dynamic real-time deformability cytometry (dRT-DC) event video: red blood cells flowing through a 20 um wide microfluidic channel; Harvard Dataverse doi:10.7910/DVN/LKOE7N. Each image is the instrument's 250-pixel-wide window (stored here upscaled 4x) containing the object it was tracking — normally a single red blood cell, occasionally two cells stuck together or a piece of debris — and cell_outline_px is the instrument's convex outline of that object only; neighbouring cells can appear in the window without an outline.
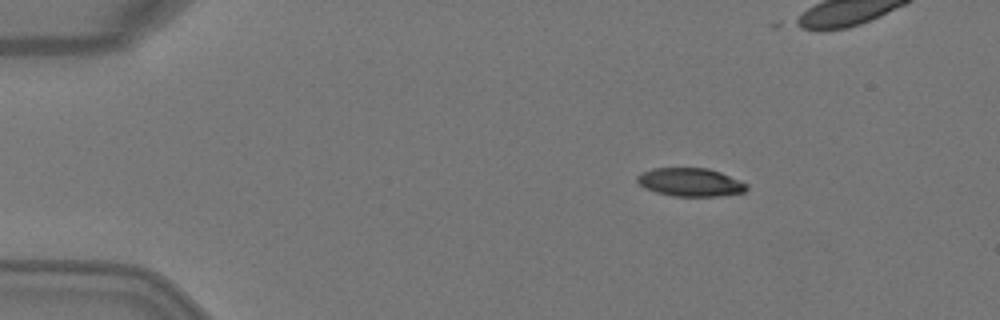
{"species": "Egyptian fruit bat (a non-hibernating species)", "species_latin": "Rousettus aegyptiacus", "temperature_condition": "warm", "stored_images_in_passage": 4, "camera_frame_rate_fps": 3000, "um_per_image_px": 0.085, "animal": {"sex": "female"}, "frame": {"image": 1, "passage_image": 1, "time_ms": 0.0, "image_size_px": [1000, 320], "cell_outline_px": [[748, 188], [744, 192], [720, 196], [672, 196], [656, 192], [644, 188], [636, 180], [636, 176], [640, 172], [652, 168], [708, 168], [720, 172], [748, 184]], "centroid_in_image_um": [58.65, 15.48], "position_along_channel_um": 26.3, "area_um2": 18.15}}